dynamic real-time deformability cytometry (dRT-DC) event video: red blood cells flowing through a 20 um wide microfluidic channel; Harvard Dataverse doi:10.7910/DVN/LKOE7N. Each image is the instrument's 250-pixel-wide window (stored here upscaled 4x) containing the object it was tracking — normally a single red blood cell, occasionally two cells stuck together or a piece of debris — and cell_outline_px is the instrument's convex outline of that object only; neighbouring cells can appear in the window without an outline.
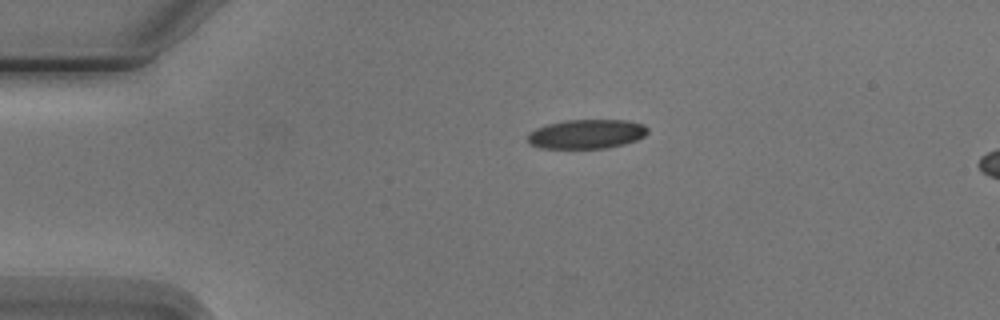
{"species": "Egyptian fruit bat (a non-hibernating species)", "species_latin": "Rousettus aegyptiacus", "temperature_condition": "cold", "stored_images_in_passage": 2, "camera_frame_rate_fps": 3000, "um_per_image_px": 0.085, "animal": {"sex": "male"}, "frame": {"image": 1, "passage_image": 2, "time_ms": 2.0, "image_size_px": [1000, 320], "cell_outline_px": [[648, 132], [644, 136], [636, 140], [624, 144], [604, 148], [540, 148], [528, 144], [528, 132], [536, 128], [548, 124], [564, 120], [628, 120], [644, 124], [648, 128]], "centroid_in_image_um": [49.85, 11.39], "position_along_channel_um": 35.2, "area_um2": 20.58}}